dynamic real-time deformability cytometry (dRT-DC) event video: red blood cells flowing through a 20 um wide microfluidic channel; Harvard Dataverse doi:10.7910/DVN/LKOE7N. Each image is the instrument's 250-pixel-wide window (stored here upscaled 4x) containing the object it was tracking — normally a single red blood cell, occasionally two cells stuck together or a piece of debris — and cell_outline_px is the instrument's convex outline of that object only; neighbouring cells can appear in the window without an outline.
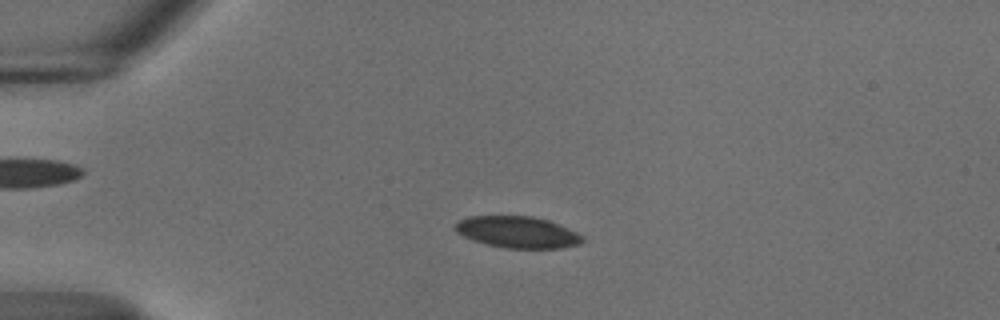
{"species": "common noctule bat (a hibernating species)", "species_latin": "Nyctalus noctula", "temperature_condition": "cold", "stored_images_in_passage": 55, "camera_frame_rate_fps": 3000, "um_per_image_px": 0.085, "animal": {"sex": "male", "body_mass_g": 18.8}, "frame": {"image": 1, "passage_image": 13, "time_ms": 4.0, "image_size_px": [1000, 320], "cell_outline_px": [[584, 240], [580, 244], [560, 248], [504, 248], [484, 244], [472, 240], [456, 232], [456, 224], [460, 220], [468, 216], [532, 216], [548, 220], [576, 232], [584, 236]], "centroid_in_image_um": [43.99, 19.74], "position_along_channel_um": 41.0, "area_um2": 23.35}}
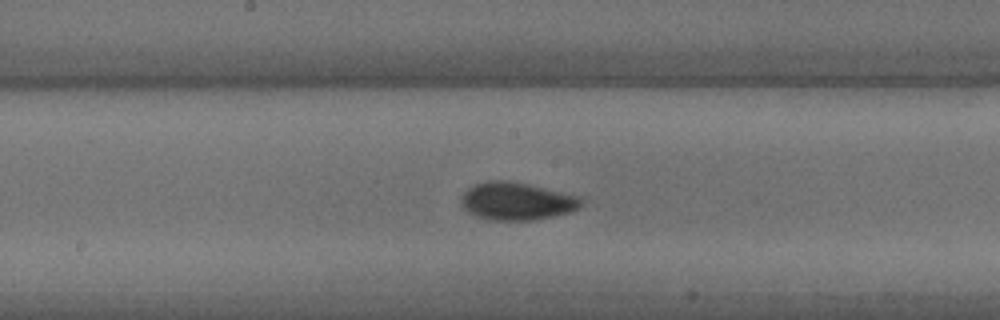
{"frame": {"image": 2, "passage_image": 29, "time_ms": 9.333, "image_size_px": [1000, 320], "cell_outline_px": [[584, 200], [576, 208], [568, 212], [552, 216], [532, 220], [496, 220], [480, 216], [468, 212], [460, 204], [460, 200], [464, 192], [468, 188], [476, 184], [488, 180], [508, 180], [528, 184], [580, 196]], "centroid_in_image_um": [43.9, 17.08], "position_along_channel_um": 204.3, "area_um2": 26.07}}
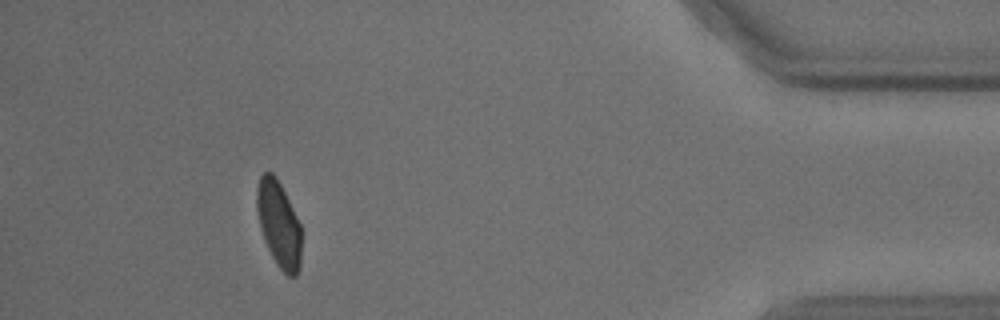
{"frame": {"image": 3, "passage_image": 50, "time_ms": 16.333, "image_size_px": [1000, 320], "cell_outline_px": [[300, 268], [296, 276], [288, 276], [276, 264], [264, 240], [256, 208], [256, 188], [260, 176], [264, 172], [272, 172], [276, 176], [300, 224]], "centroid_in_image_um": [23.68, 19.04], "position_along_channel_um": 411.5, "area_um2": 22.08}, "authors_computed_cell_mechanics": {"area_um2": 23.7558, "velocity_mm_per_s": 3.6842, "shape_relaxation_time_tau1_ms": 5.0353, "shape_relaxation_time_tau2_ms": 3.2157, "deformation_change_tau1": 0.1183, "deformation_change_tau2": 0.0511}}